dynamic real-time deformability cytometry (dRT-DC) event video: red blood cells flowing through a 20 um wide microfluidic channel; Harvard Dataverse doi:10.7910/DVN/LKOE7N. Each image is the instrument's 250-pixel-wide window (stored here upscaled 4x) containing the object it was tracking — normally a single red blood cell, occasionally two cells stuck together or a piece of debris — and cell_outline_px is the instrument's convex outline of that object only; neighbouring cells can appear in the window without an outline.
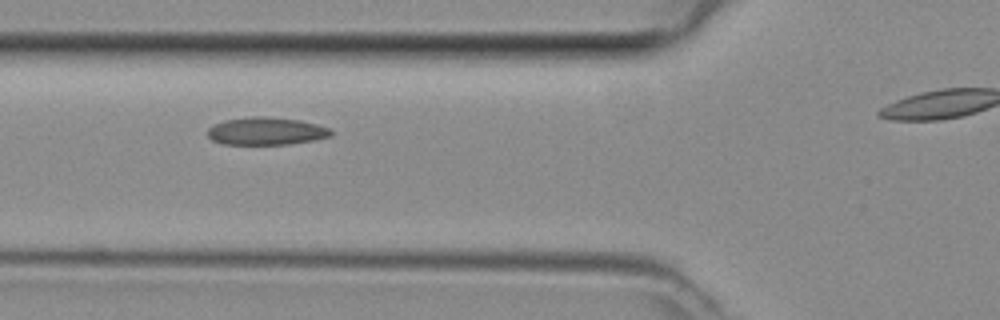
{"species": "common noctule bat (a hibernating species)", "species_latin": "Nyctalus noctula", "temperature_condition": "room temperature", "stored_images_in_passage": 4, "segment_of_instrument_passage": [1, 2], "camera_frame_rate_fps": 3000, "um_per_image_px": 0.085, "animal": {"sex": "female", "body_mass_g": 29.2, "forearm_length_mm": 56.3}, "frame": {"image": 1, "passage_image": 2, "time_ms": 0.333, "image_size_px": [1000, 320], "cell_outline_px": [[332, 136], [312, 140], [288, 144], [224, 144], [212, 140], [208, 136], [208, 128], [212, 124], [224, 120], [248, 116], [264, 116], [300, 120], [316, 124], [328, 128], [332, 132]], "centroid_in_image_um": [22.58, 11.13], "position_along_channel_um": 103.2, "area_um2": 19.88}}
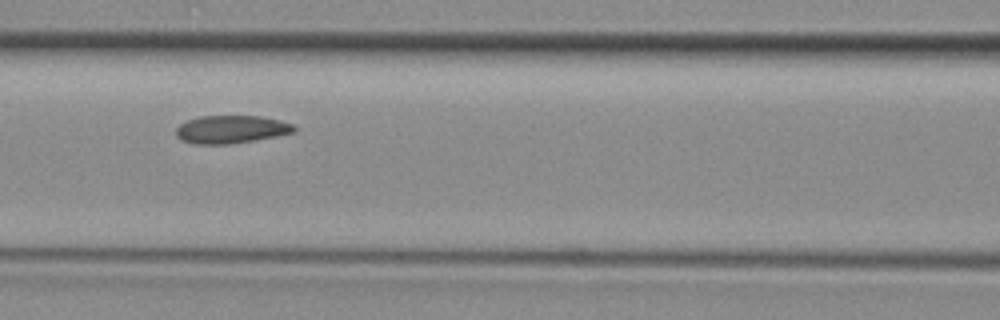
{"frame": {"image": 2, "passage_image": 3, "time_ms": 0.667, "image_size_px": [1000, 320], "cell_outline_px": [[296, 132], [276, 136], [228, 144], [192, 144], [176, 136], [176, 128], [180, 124], [188, 120], [200, 116], [260, 116], [280, 120], [292, 124], [296, 128]], "centroid_in_image_um": [19.65, 10.99], "position_along_channel_um": 147.0, "area_um2": 19.07}}